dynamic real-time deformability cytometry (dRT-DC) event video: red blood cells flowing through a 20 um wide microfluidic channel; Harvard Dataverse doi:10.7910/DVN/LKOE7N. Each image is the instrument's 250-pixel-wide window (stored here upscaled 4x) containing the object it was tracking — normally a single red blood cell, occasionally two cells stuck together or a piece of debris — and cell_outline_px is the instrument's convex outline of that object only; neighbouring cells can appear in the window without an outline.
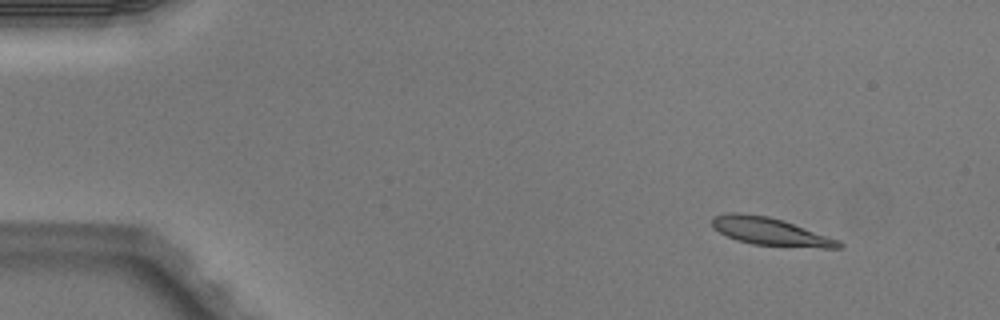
{"species": "Egyptian fruit bat (a non-hibernating species)", "species_latin": "Rousettus aegyptiacus", "temperature_condition": "warm", "stored_images_in_passage": 7, "camera_frame_rate_fps": 3000, "um_per_image_px": 0.085, "animal": {"sex": "male"}, "frame": {"image": 1, "passage_image": 1, "time_ms": 0.0, "image_size_px": [1000, 320], "cell_outline_px": [[844, 248], [824, 248], [752, 244], [736, 240], [712, 228], [712, 220], [716, 216], [728, 212], [740, 212], [768, 216], [784, 220], [840, 240], [844, 244]], "centroid_in_image_um": [65.51, 19.68], "position_along_channel_um": 19.5, "area_um2": 20.58}}
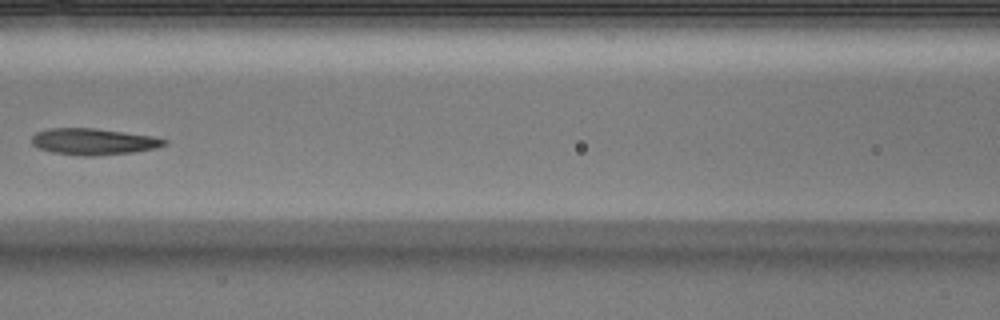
{"frame": {"image": 2, "passage_image": 6, "time_ms": 1.667, "image_size_px": [1000, 320], "cell_outline_px": [[168, 144], [156, 148], [136, 152], [96, 156], [80, 156], [52, 152], [36, 148], [32, 144], [32, 136], [36, 132], [48, 128], [96, 128], [152, 136], [168, 140]], "centroid_in_image_um": [7.94, 12.04], "position_along_channel_um": 158.7, "area_um2": 20.69}}
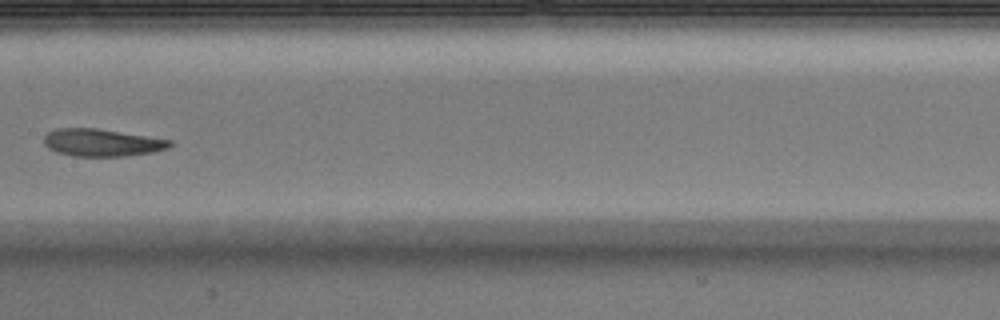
{"frame": {"image": 3, "passage_image": 7, "time_ms": 2.0, "image_size_px": [1000, 320], "cell_outline_px": [[172, 144], [168, 148], [152, 152], [128, 156], [72, 156], [56, 152], [48, 148], [44, 144], [44, 136], [48, 132], [56, 128], [96, 128], [172, 140]], "centroid_in_image_um": [8.64, 12.12], "position_along_channel_um": 198.8, "area_um2": 20.11}}